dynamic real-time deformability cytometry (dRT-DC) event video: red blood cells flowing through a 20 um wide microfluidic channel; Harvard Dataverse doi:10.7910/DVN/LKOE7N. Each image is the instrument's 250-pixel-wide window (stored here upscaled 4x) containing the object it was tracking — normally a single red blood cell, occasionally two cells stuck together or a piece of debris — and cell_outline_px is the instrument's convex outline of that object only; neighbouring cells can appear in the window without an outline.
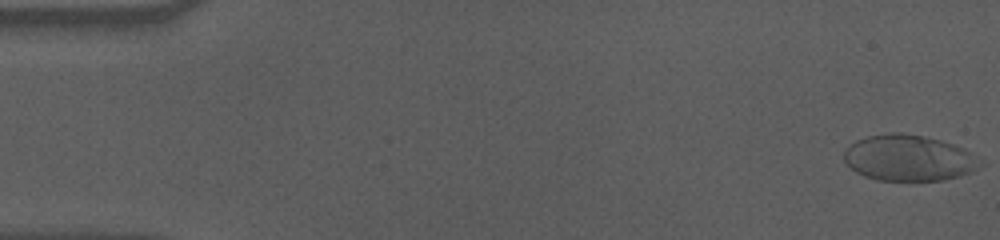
{"species": "human", "species_latin": "Homo sapiens", "temperature_condition": "cold", "stored_images_in_passage": 58, "camera_frame_rate_fps": 3000, "um_per_image_px": 0.085, "donor": {"sex": "male"}, "frame": {"image": 1, "passage_image": 1, "time_ms": 0.0, "image_size_px": [1000, 240], "cell_outline_px": [[984, 164], [980, 168], [960, 176], [944, 180], [876, 180], [864, 176], [856, 172], [844, 160], [844, 148], [856, 140], [868, 136], [892, 132], [900, 132], [924, 136], [940, 140], [964, 148], [984, 160]], "centroid_in_image_um": [77.28, 13.42], "position_along_channel_um": 7.7, "area_um2": 36.82}}
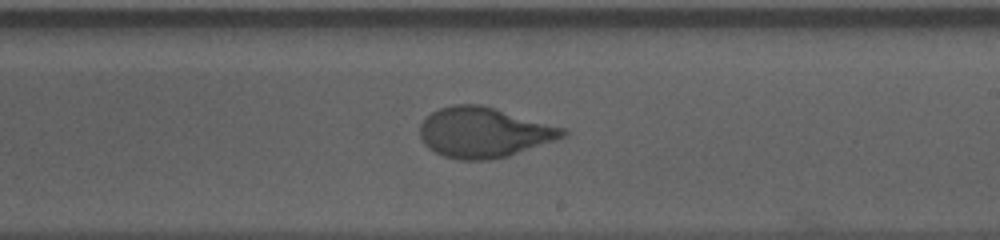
{"frame": {"image": 2, "passage_image": 34, "time_ms": 11.0, "image_size_px": [1000, 240], "cell_outline_px": [[568, 136], [508, 156], [488, 160], [456, 160], [444, 156], [428, 148], [424, 144], [420, 136], [420, 124], [432, 112], [440, 108], [452, 104], [480, 104], [564, 128], [568, 132]], "centroid_in_image_um": [41.12, 11.26], "position_along_channel_um": 247.9, "area_um2": 41.67}}
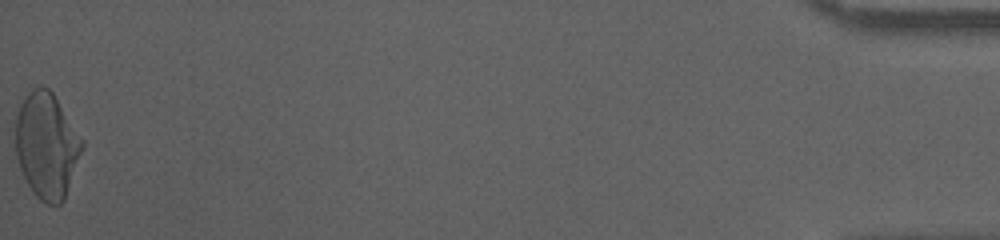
{"frame": {"image": 3, "passage_image": 58, "time_ms": 19.0, "image_size_px": [1000, 240], "cell_outline_px": [[84, 144], [64, 200], [60, 204], [44, 204], [36, 196], [28, 184], [20, 168], [16, 156], [16, 116], [20, 104], [24, 96], [32, 88], [40, 84], [48, 88], [52, 92], [84, 140]], "centroid_in_image_um": [3.96, 12.34], "position_along_channel_um": 431.2, "area_um2": 40.92}, "authors_computed_cell_mechanics": {"area_um2": 40.5178, "velocity_mm_per_s": 3.5323, "shape_relaxation_time_tau1_ms": 4.7893, "shape_relaxation_time_tau2_ms": null, "deformation_change_tau1": 0.1918, "deformation_change_tau2": null}}